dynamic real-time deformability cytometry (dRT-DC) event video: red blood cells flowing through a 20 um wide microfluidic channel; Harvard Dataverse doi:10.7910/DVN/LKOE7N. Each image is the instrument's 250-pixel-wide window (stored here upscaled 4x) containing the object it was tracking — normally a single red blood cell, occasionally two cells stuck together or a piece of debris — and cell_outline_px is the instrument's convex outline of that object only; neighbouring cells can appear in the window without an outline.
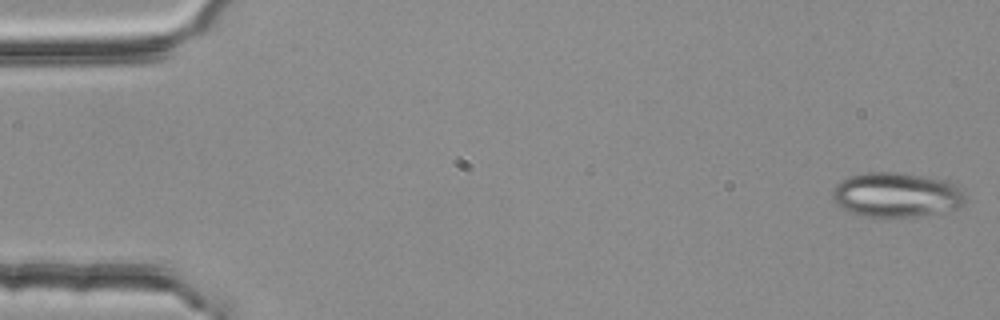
{"species": "common noctule bat (a hibernating species)", "species_latin": "Nyctalus noctula", "temperature_condition": "room temperature", "stored_images_in_passage": 54, "camera_frame_rate_fps": 3000, "um_per_image_px": 0.085, "animal": {"sex": "female", "body_mass_g": 25.1}, "frame": {"image": 1, "passage_image": 1, "time_ms": 0.0, "image_size_px": [1000, 320], "cell_outline_px": [[964, 204], [960, 208], [920, 216], [864, 216], [848, 212], [840, 208], [832, 200], [832, 192], [836, 184], [840, 180], [848, 176], [864, 172], [900, 172], [944, 180], [960, 188], [964, 192]], "centroid_in_image_um": [76.15, 16.55], "position_along_channel_um": 8.9, "area_um2": 34.74}}
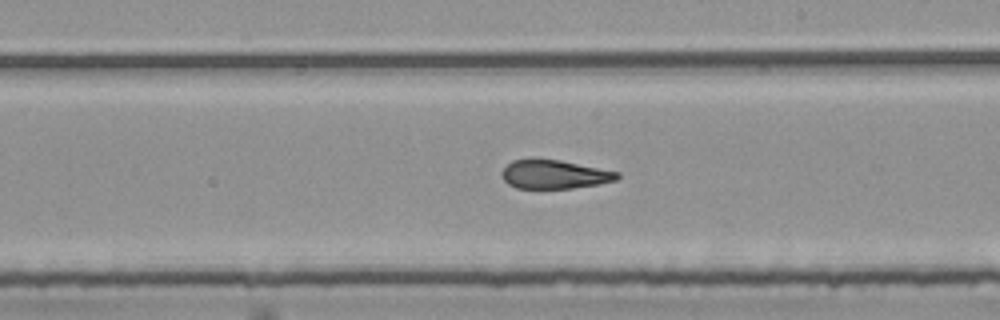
{"frame": {"image": 2, "passage_image": 31, "time_ms": 10.0, "image_size_px": [1000, 320], "cell_outline_px": [[620, 176], [616, 180], [600, 184], [572, 188], [516, 188], [508, 184], [500, 176], [500, 172], [512, 160], [532, 156], [560, 160], [620, 172]], "centroid_in_image_um": [47.07, 14.79], "position_along_channel_um": 241.9, "area_um2": 19.88}}
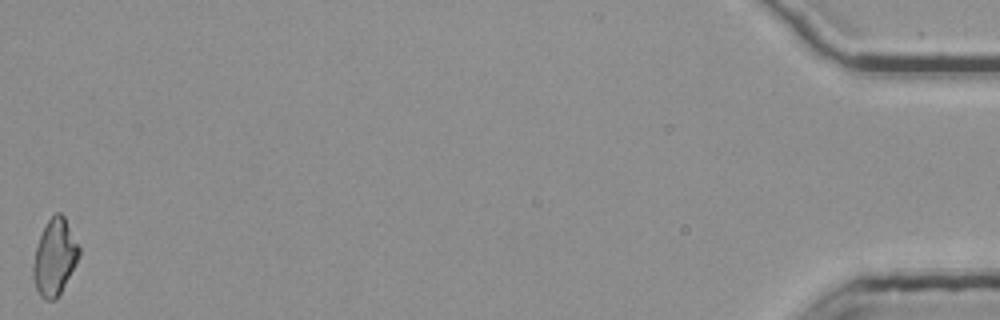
{"frame": {"image": 3, "passage_image": 54, "time_ms": 17.667, "image_size_px": [1000, 320], "cell_outline_px": [[80, 256], [76, 264], [56, 300], [44, 300], [40, 296], [36, 288], [32, 276], [32, 264], [36, 248], [40, 236], [48, 220], [56, 212], [60, 212], [64, 216], [80, 248]], "centroid_in_image_um": [4.64, 21.89], "position_along_channel_um": 430.6, "area_um2": 20.29}, "authors_computed_cell_mechanics": {"area_um2": 20.7502, "velocity_mm_per_s": 3.7681, "shape_relaxation_time_tau1_ms": null, "shape_relaxation_time_tau2_ms": 2.4943, "deformation_change_tau1": null, "deformation_change_tau2": 0.1163}}